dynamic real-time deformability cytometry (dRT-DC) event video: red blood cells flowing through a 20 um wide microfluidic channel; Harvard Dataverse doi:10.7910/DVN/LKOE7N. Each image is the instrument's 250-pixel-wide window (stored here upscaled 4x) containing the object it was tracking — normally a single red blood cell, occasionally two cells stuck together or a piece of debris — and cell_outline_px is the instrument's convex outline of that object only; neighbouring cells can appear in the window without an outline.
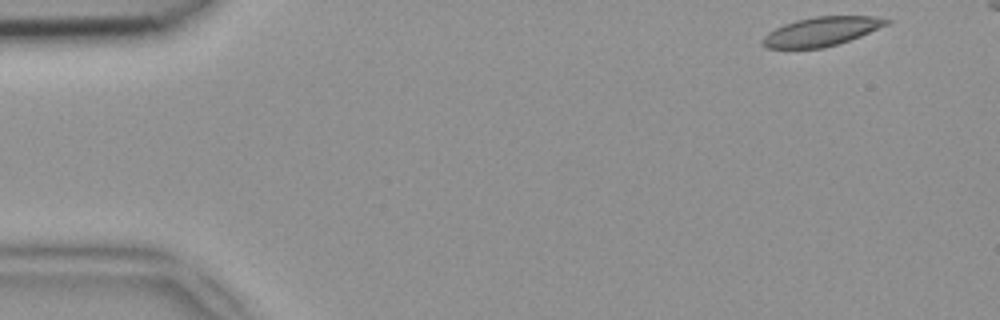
{"species": "common noctule bat (a hibernating species)", "species_latin": "Nyctalus noctula", "temperature_condition": "room temperature", "stored_images_in_passage": 44, "camera_frame_rate_fps": 3000, "um_per_image_px": 0.085, "animal": {"sex": "female", "body_mass_g": 18.4}, "frame": {"image": 1, "passage_image": 1, "time_ms": 0.0, "image_size_px": [1000, 320], "cell_outline_px": [[892, 20], [888, 24], [860, 36], [824, 48], [768, 48], [760, 44], [760, 40], [768, 32], [784, 24], [796, 20], [816, 16], [872, 16]], "centroid_in_image_um": [69.78, 2.67], "position_along_channel_um": 15.2, "area_um2": 20.81}}
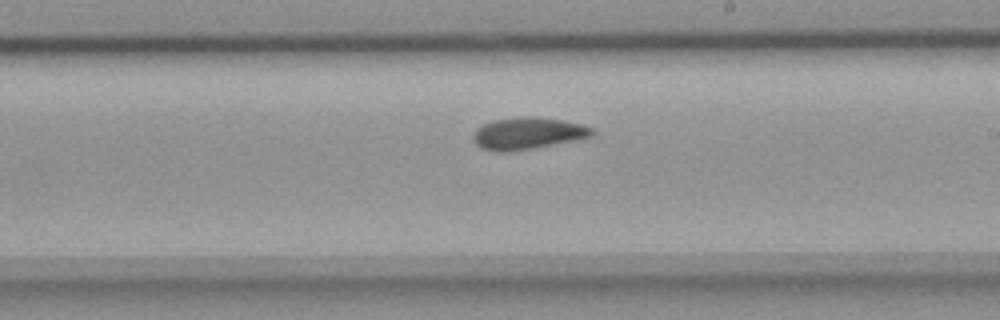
{"frame": {"image": 2, "passage_image": 26, "time_ms": 8.333, "image_size_px": [1000, 320], "cell_outline_px": [[592, 136], [532, 148], [508, 152], [500, 152], [480, 148], [472, 140], [472, 136], [476, 128], [492, 120], [520, 116], [532, 116], [564, 120], [580, 124], [592, 128]], "centroid_in_image_um": [44.78, 11.32], "position_along_channel_um": 244.2, "area_um2": 21.96}}
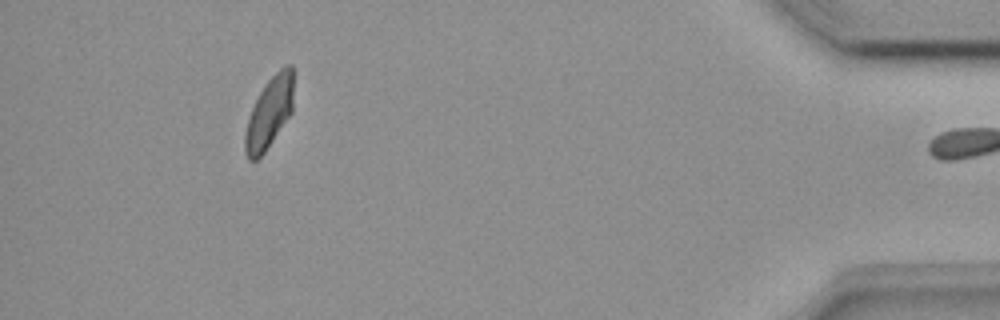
{"frame": {"image": 3, "passage_image": 43, "time_ms": 14.0, "image_size_px": [1000, 320], "cell_outline_px": [[292, 112], [264, 152], [256, 160], [248, 160], [244, 152], [244, 136], [248, 120], [252, 108], [264, 84], [284, 64], [292, 64]], "centroid_in_image_um": [22.87, 9.58], "position_along_channel_um": 412.3, "area_um2": 19.77}}